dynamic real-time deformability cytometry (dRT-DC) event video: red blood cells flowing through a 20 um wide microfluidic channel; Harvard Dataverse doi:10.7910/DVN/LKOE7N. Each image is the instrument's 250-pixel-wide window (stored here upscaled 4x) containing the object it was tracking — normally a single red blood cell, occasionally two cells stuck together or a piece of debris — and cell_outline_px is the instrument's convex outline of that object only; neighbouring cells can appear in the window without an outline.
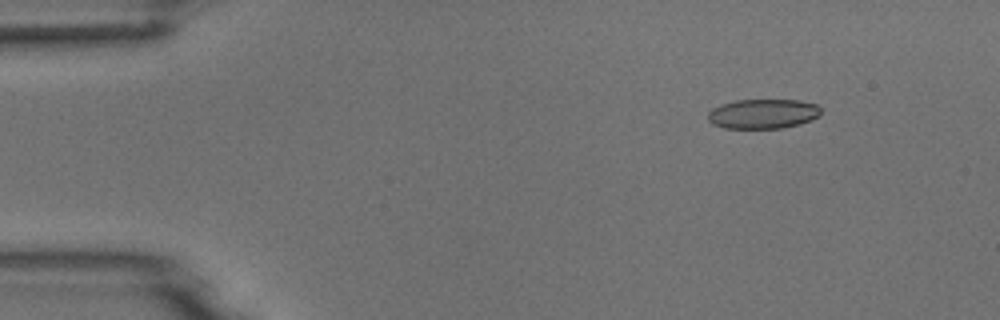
{"species": "common noctule bat (a hibernating species)", "species_latin": "Nyctalus noctula", "temperature_condition": "room temperature", "stored_images_in_passage": 5, "camera_frame_rate_fps": 3000, "um_per_image_px": 0.085, "animal": {"sex": "male", "body_mass_g": 18.8}, "frame": {"image": 1, "passage_image": 2, "time_ms": 1.667, "image_size_px": [1000, 320], "cell_outline_px": [[820, 116], [812, 120], [800, 124], [784, 128], [724, 128], [712, 124], [708, 120], [708, 112], [712, 108], [720, 104], [736, 100], [800, 100], [820, 104]], "centroid_in_image_um": [64.88, 9.67], "position_along_channel_um": 20.1, "area_um2": 19.83}}
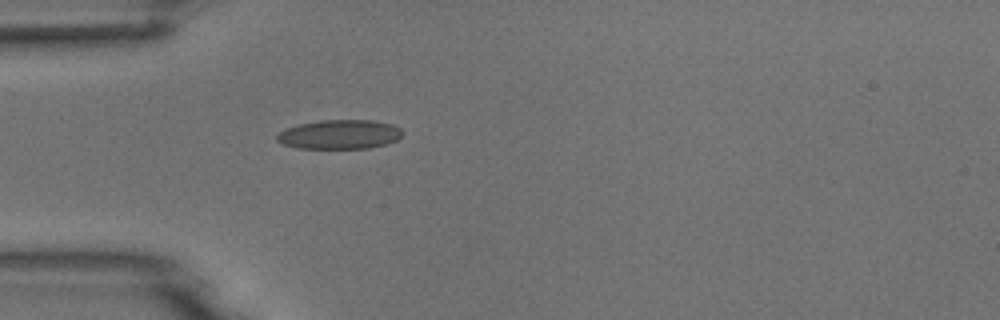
{"frame": {"image": 2, "passage_image": 5, "time_ms": 4.667, "image_size_px": [1000, 320], "cell_outline_px": [[404, 132], [396, 140], [384, 144], [368, 148], [296, 148], [284, 144], [276, 140], [276, 136], [284, 128], [300, 124], [320, 120], [372, 120], [392, 124], [400, 128]], "centroid_in_image_um": [28.85, 11.42], "position_along_channel_um": 56.1, "area_um2": 21.33}}